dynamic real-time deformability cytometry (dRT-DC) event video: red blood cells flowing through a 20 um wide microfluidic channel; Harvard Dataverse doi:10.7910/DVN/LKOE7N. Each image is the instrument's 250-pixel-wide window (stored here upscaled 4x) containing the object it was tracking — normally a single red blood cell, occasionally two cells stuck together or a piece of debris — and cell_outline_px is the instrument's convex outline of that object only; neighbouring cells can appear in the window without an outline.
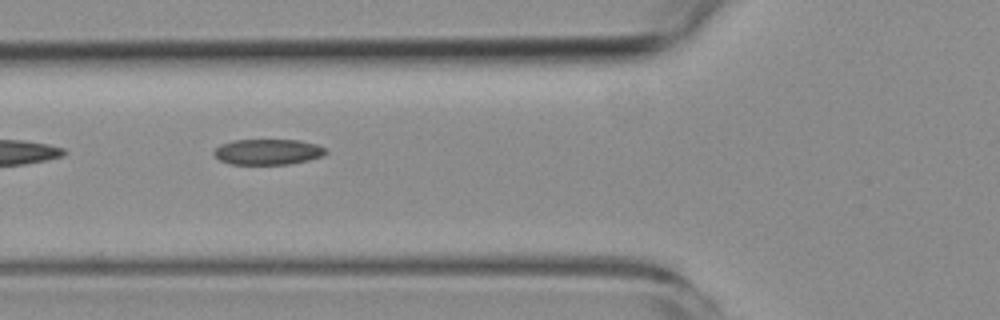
{"species": "common noctule bat (a hibernating species)", "species_latin": "Nyctalus noctula", "temperature_condition": "room temperature", "stored_images_in_passage": 6, "camera_frame_rate_fps": 3000, "um_per_image_px": 0.085, "animal": {"sex": "female", "body_mass_g": 19.3, "forearm_length_mm": 54.1}, "frame": {"image": 1, "passage_image": 5, "time_ms": 6.0, "image_size_px": [1000, 320], "cell_outline_px": [[328, 152], [324, 156], [308, 160], [288, 164], [232, 164], [220, 160], [212, 152], [220, 144], [232, 140], [300, 140], [316, 144], [328, 148]], "centroid_in_image_um": [22.81, 12.9], "position_along_channel_um": 103.0, "area_um2": 16.82}}
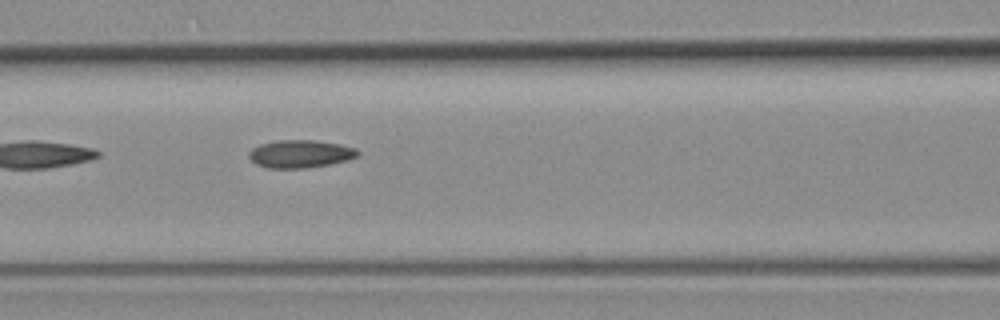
{"frame": {"image": 2, "passage_image": 6, "time_ms": 7.0, "image_size_px": [1000, 320], "cell_outline_px": [[360, 152], [356, 156], [348, 160], [332, 164], [308, 168], [268, 168], [256, 164], [248, 156], [248, 152], [252, 148], [260, 144], [276, 140], [312, 140], [340, 144], [356, 148]], "centroid_in_image_um": [25.52, 13.08], "position_along_channel_um": 141.1, "area_um2": 17.74}}